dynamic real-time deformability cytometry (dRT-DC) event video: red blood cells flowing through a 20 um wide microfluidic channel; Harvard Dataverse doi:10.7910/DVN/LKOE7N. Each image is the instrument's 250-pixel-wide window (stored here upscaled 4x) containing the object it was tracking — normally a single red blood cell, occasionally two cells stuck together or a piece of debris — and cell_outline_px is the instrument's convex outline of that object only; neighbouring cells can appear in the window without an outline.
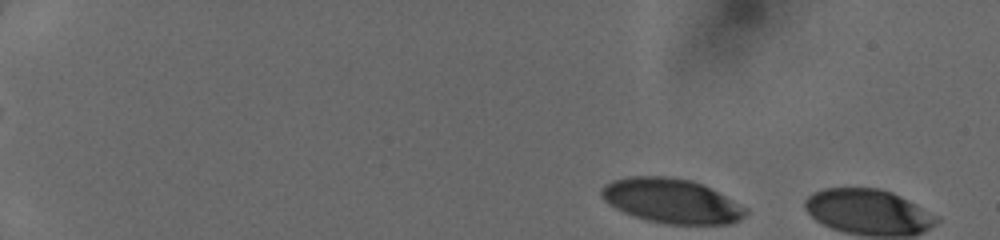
{"species": "human", "species_latin": "Homo sapiens", "temperature_condition": "cold", "stored_images_in_passage": 6, "camera_frame_rate_fps": 3000, "um_per_image_px": 0.085, "donor": {"sex": "female"}, "frame": {"image": 1, "passage_image": 1, "time_ms": 0.0, "image_size_px": [1000, 240], "cell_outline_px": [[748, 212], [740, 220], [732, 224], [668, 224], [648, 220], [624, 212], [608, 204], [604, 200], [600, 192], [600, 188], [604, 184], [612, 180], [628, 176], [668, 176], [692, 180], [748, 208]], "centroid_in_image_um": [57.05, 17.07], "position_along_channel_um": 27.9, "area_um2": 37.28}}